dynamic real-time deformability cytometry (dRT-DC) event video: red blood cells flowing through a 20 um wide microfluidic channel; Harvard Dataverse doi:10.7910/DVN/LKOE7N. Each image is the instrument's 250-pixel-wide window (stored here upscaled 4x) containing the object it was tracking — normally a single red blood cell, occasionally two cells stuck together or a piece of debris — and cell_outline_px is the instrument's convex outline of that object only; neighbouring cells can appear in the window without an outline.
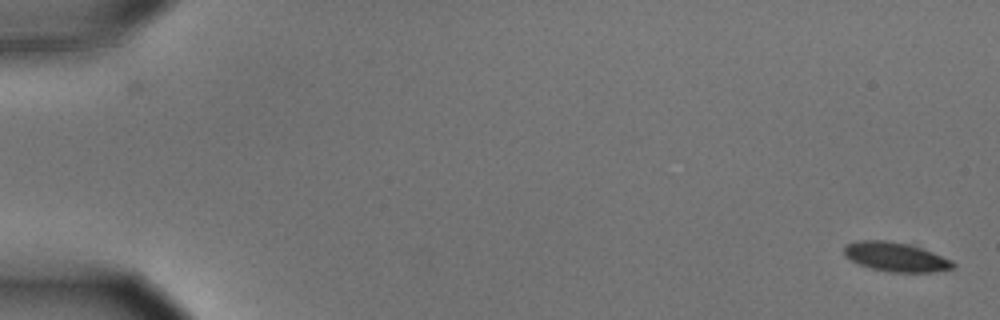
{"species": "common noctule bat (a hibernating species)", "species_latin": "Nyctalus noctula", "temperature_condition": "cold", "stored_images_in_passage": 56, "camera_frame_rate_fps": 3000, "um_per_image_px": 0.085, "animal": {"sex": "male", "body_mass_g": 15.6}, "frame": {"image": 1, "passage_image": 1, "time_ms": 0.0, "image_size_px": [1000, 320], "cell_outline_px": [[956, 264], [952, 268], [932, 272], [892, 272], [872, 268], [860, 264], [844, 256], [844, 244], [856, 240], [888, 240], [912, 244], [924, 248], [952, 260]], "centroid_in_image_um": [76.14, 21.81], "position_along_channel_um": 8.9, "area_um2": 18.73}}
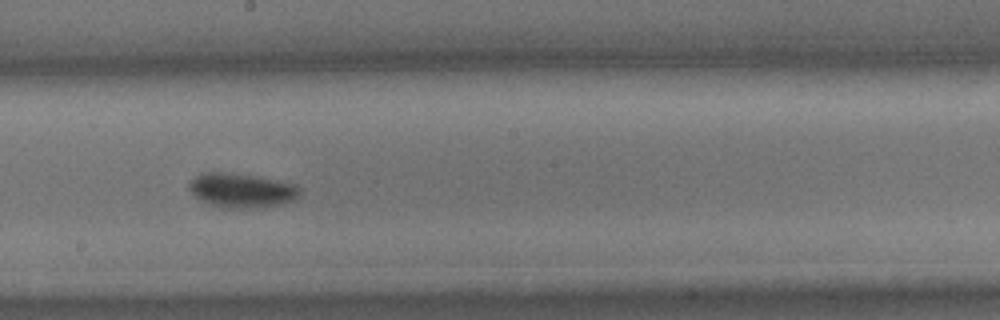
{"frame": {"image": 2, "passage_image": 32, "time_ms": 10.333, "image_size_px": [1000, 320], "cell_outline_px": [[300, 196], [284, 204], [264, 208], [228, 208], [208, 204], [196, 196], [188, 188], [188, 184], [200, 172], [224, 172], [256, 176], [296, 184], [300, 188]], "centroid_in_image_um": [20.57, 16.19], "position_along_channel_um": 227.6, "area_um2": 22.31}}
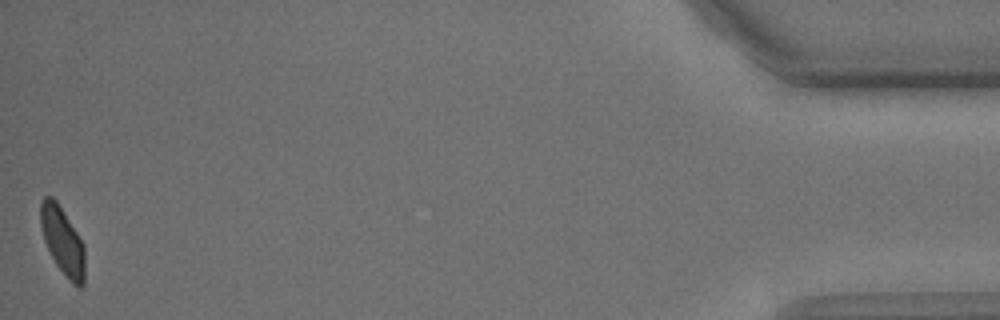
{"frame": {"image": 3, "passage_image": 56, "time_ms": 18.333, "image_size_px": [1000, 320], "cell_outline_px": [[84, 284], [80, 288], [76, 288], [72, 284], [56, 264], [44, 240], [40, 224], [40, 200], [44, 196], [52, 196], [56, 200], [84, 244]], "centroid_in_image_um": [5.31, 20.48], "position_along_channel_um": 429.9, "area_um2": 17.4}, "authors_computed_cell_mechanics": {"area_um2": 19.5364, "velocity_mm_per_s": 3.6028, "shape_relaxation_time_tau1_ms": 1.9592, "shape_relaxation_time_tau2_ms": null, "deformation_change_tau1": 0.1255, "deformation_change_tau2": null}}